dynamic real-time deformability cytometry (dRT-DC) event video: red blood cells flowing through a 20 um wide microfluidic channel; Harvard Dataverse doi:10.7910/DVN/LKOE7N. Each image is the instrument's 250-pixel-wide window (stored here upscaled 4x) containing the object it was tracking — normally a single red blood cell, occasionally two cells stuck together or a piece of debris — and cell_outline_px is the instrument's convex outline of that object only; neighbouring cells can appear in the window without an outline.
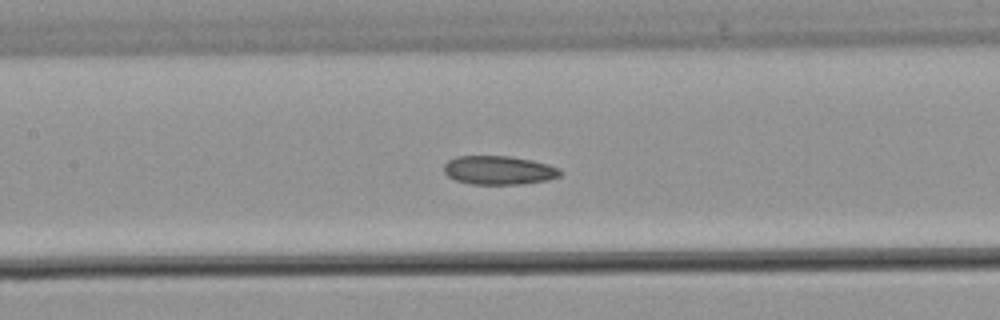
{"species": "common noctule bat (a hibernating species)", "species_latin": "Nyctalus noctula", "temperature_condition": "warm", "stored_images_in_passage": 44, "camera_frame_rate_fps": 3000, "um_per_image_px": 0.085, "animal": {"sex": "male", "body_mass_g": 21.5, "forearm_length_mm": 52.0}, "frame": {"image": 1, "passage_image": 19, "time_ms": 6.0, "image_size_px": [1000, 320], "cell_outline_px": [[560, 176], [548, 180], [520, 184], [472, 184], [456, 180], [448, 176], [444, 172], [444, 164], [448, 160], [456, 156], [508, 156], [532, 160], [548, 164], [556, 168], [560, 172]], "centroid_in_image_um": [42.36, 14.46], "position_along_channel_um": 165.0, "area_um2": 19.36}}